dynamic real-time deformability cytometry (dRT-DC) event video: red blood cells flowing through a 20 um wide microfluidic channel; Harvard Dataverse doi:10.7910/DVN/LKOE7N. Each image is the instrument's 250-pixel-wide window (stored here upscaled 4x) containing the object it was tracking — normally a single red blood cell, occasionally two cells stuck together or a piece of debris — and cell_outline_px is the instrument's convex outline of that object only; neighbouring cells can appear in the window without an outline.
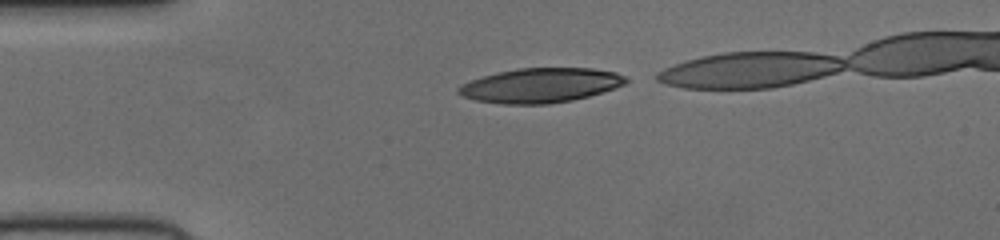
{"species": "human", "species_latin": "Homo sapiens", "temperature_condition": "cold", "stored_images_in_passage": 34, "camera_frame_rate_fps": 3000, "um_per_image_px": 0.085, "donor": {"sex": "female"}, "frame": {"image": 1, "passage_image": 1, "time_ms": 0.0, "image_size_px": [1000, 240], "cell_outline_px": [[628, 80], [624, 84], [616, 88], [588, 96], [572, 100], [548, 104], [500, 104], [476, 100], [464, 96], [456, 92], [456, 88], [472, 80], [496, 72], [516, 68], [592, 68], [616, 72], [624, 76]], "centroid_in_image_um": [45.95, 7.25], "position_along_channel_um": 39.1, "area_um2": 33.64}}
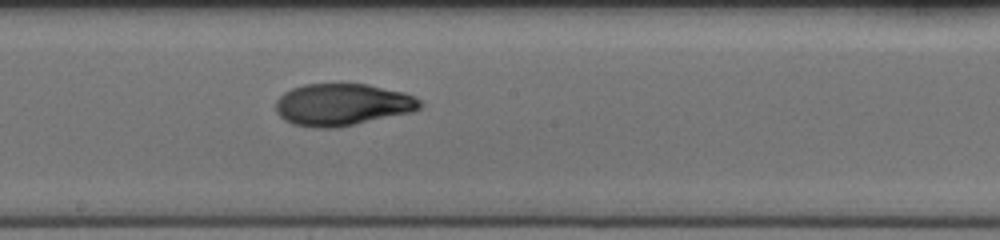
{"frame": {"image": 2, "passage_image": 17, "time_ms": 5.333, "image_size_px": [1000, 240], "cell_outline_px": [[424, 104], [420, 108], [412, 112], [336, 128], [320, 128], [292, 124], [284, 120], [276, 112], [276, 100], [284, 92], [292, 88], [304, 84], [340, 80], [368, 84], [404, 92], [416, 96]], "centroid_in_image_um": [29.1, 8.84], "position_along_channel_um": 219.1, "area_um2": 36.41}}
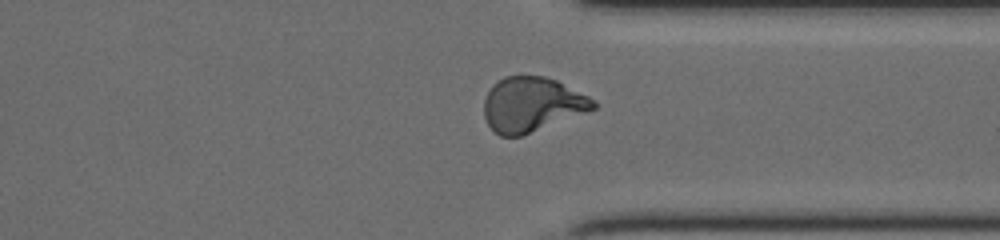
{"frame": {"image": 3, "passage_image": 28, "time_ms": 9.0, "image_size_px": [1000, 240], "cell_outline_px": [[596, 108], [520, 136], [500, 136], [488, 124], [484, 116], [484, 100], [492, 84], [504, 76], [544, 76], [556, 80], [596, 100]], "centroid_in_image_um": [45.19, 8.86], "position_along_channel_um": 366.2, "area_um2": 34.39}}